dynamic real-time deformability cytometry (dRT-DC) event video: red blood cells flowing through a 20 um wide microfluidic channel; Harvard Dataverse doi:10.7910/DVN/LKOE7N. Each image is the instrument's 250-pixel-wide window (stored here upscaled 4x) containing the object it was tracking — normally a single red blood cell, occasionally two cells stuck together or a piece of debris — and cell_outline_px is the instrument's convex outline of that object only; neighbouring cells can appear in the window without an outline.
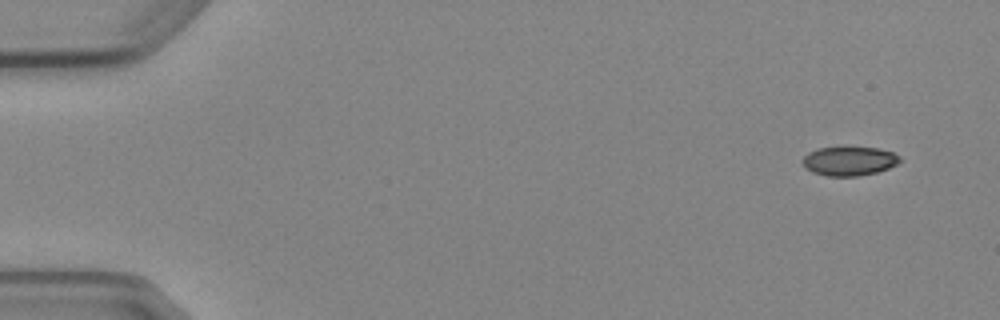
{"species": "Egyptian fruit bat (a non-hibernating species)", "species_latin": "Rousettus aegyptiacus", "temperature_condition": "cold", "stored_images_in_passage": 6, "segment_of_instrument_passage": [2, 2], "camera_frame_rate_fps": 3000, "um_per_image_px": 0.085, "animal": {"sex": "female"}, "frame": {"image": 1, "passage_image": 6, "time_ms": 6.667, "image_size_px": [1000, 320], "cell_outline_px": [[904, 160], [888, 168], [876, 172], [856, 176], [828, 176], [812, 172], [804, 164], [804, 156], [808, 152], [820, 148], [844, 144], [848, 144], [876, 148], [892, 152], [900, 156]], "centroid_in_image_um": [72.21, 13.63], "position_along_channel_um": 12.8, "area_um2": 16.99}}